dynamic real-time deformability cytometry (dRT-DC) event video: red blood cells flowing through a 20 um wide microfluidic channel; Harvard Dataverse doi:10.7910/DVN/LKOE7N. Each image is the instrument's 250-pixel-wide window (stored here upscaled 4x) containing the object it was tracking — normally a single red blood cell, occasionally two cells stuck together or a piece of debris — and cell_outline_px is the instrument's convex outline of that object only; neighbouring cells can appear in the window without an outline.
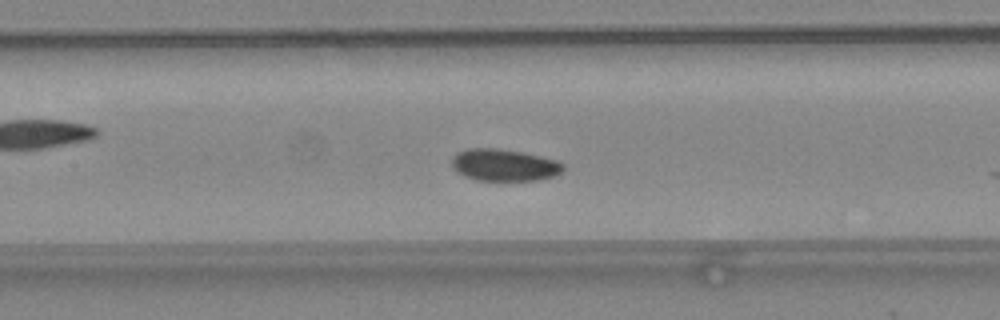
{"species": "common noctule bat (a hibernating species)", "species_latin": "Nyctalus noctula", "temperature_condition": "warm", "stored_images_in_passage": 32, "camera_frame_rate_fps": 3000, "um_per_image_px": 0.085, "animal": {"sex": "female", "body_mass_g": 24.6, "forearm_length_mm": 56.2}, "frame": {"image": 1, "passage_image": 22, "time_ms": 7.0, "image_size_px": [1000, 320], "cell_outline_px": [[564, 172], [556, 176], [536, 180], [476, 180], [464, 176], [456, 172], [452, 168], [452, 156], [468, 148], [496, 148], [520, 152], [540, 156], [556, 160], [564, 164]], "centroid_in_image_um": [42.86, 14.04], "position_along_channel_um": 164.5, "area_um2": 20.81}}
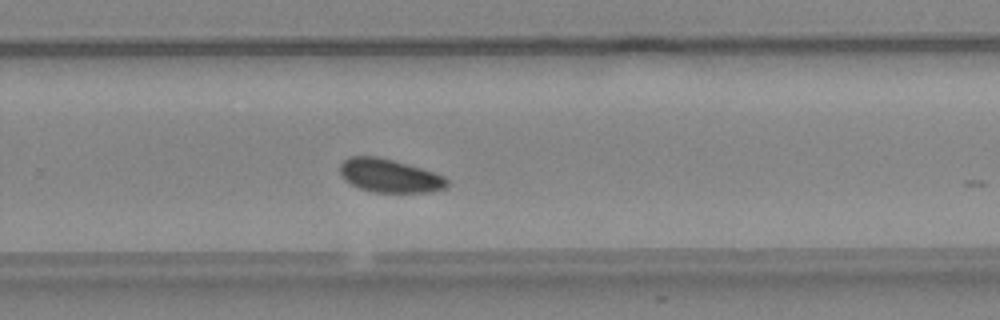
{"frame": {"image": 2, "passage_image": 31, "time_ms": 10.0, "image_size_px": [1000, 320], "cell_outline_px": [[448, 184], [444, 188], [432, 192], [372, 192], [360, 188], [344, 180], [340, 172], [340, 164], [348, 156], [376, 156], [392, 160], [420, 168], [444, 176], [448, 180]], "centroid_in_image_um": [33.09, 14.94], "position_along_channel_um": 296.7, "area_um2": 20.69}}